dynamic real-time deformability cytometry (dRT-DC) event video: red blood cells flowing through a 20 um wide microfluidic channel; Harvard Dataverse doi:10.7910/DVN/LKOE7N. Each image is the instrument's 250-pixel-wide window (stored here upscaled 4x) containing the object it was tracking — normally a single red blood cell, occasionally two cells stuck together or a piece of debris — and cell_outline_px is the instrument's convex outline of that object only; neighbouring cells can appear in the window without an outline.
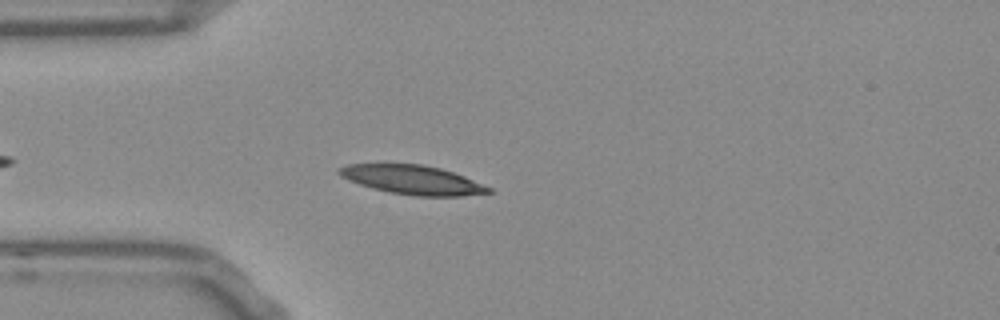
{"species": "Egyptian fruit bat (a non-hibernating species)", "species_latin": "Rousettus aegyptiacus", "temperature_condition": "room temperature", "stored_images_in_passage": 30, "camera_frame_rate_fps": 3000, "um_per_image_px": 0.085, "frame": {"image": 1, "passage_image": 6, "time_ms": 1.667, "image_size_px": [1000, 320], "cell_outline_px": [[492, 192], [460, 196], [416, 196], [388, 192], [372, 188], [348, 180], [340, 176], [336, 172], [340, 168], [348, 164], [420, 164], [440, 168], [464, 176], [492, 188]], "centroid_in_image_um": [35.05, 15.29], "position_along_channel_um": 50.0, "area_um2": 25.14}}
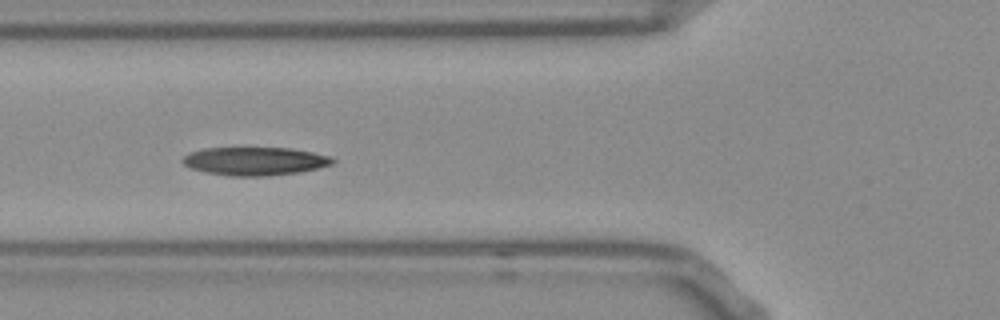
{"frame": {"image": 2, "passage_image": 11, "time_ms": 3.333, "image_size_px": [1000, 320], "cell_outline_px": [[336, 160], [332, 164], [300, 172], [268, 176], [228, 176], [204, 172], [192, 168], [184, 164], [180, 160], [184, 156], [192, 152], [204, 148], [292, 148], [312, 152], [328, 156]], "centroid_in_image_um": [21.65, 13.7], "position_along_channel_um": 104.2, "area_um2": 24.62}}
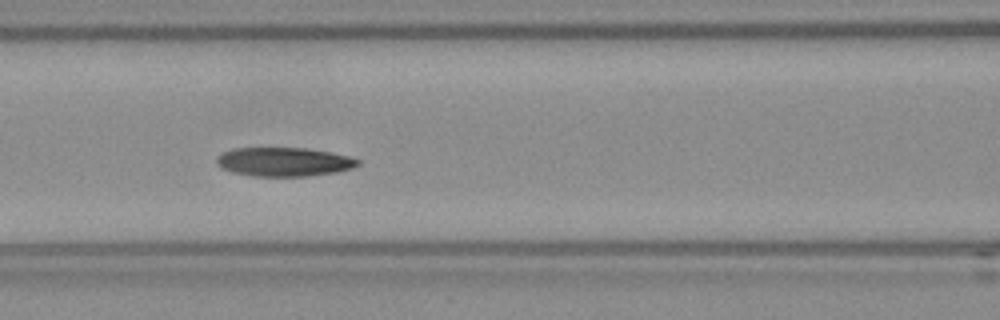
{"frame": {"image": 3, "passage_image": 14, "time_ms": 4.333, "image_size_px": [1000, 320], "cell_outline_px": [[360, 164], [352, 168], [336, 172], [308, 176], [252, 176], [232, 172], [220, 168], [216, 164], [216, 156], [232, 148], [308, 148], [332, 152], [348, 156], [360, 160]], "centroid_in_image_um": [24.11, 13.75], "position_along_channel_um": 142.5, "area_um2": 23.99}}